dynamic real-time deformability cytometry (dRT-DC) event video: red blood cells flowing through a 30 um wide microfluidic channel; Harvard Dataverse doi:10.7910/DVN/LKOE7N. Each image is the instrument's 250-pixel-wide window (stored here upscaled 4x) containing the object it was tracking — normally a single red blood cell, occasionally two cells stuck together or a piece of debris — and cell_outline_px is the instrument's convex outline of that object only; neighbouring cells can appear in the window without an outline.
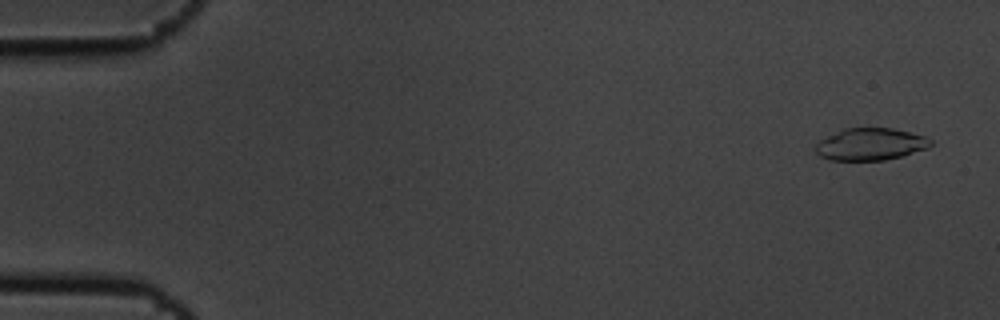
{"species": "common noctule bat (a hibernating species)", "species_latin": "Nyctalus noctula", "temperature_condition": "cold", "stored_images_in_passage": 4, "camera_frame_rate_fps": 3000, "um_per_image_px": 0.085, "animal": {"sex": "male", "body_mass_g": 19.5, "forearm_length_mm": 54.6}, "frame": {"image": 1, "passage_image": 1, "time_ms": 0.0, "image_size_px": [1000, 320], "cell_outline_px": [[932, 144], [928, 148], [900, 156], [884, 160], [828, 160], [820, 156], [816, 152], [816, 144], [820, 140], [844, 128], [892, 128], [924, 136], [932, 140]], "centroid_in_image_um": [73.98, 12.26], "position_along_channel_um": 11.0, "area_um2": 21.33}}
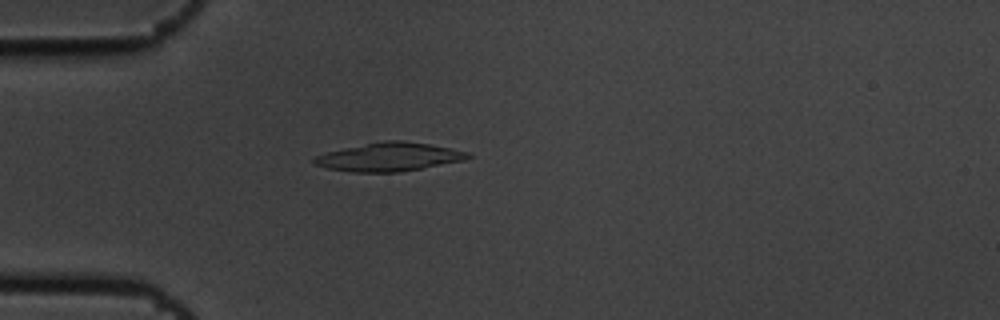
{"frame": {"image": 2, "passage_image": 4, "time_ms": 1.0, "image_size_px": [1000, 320], "cell_outline_px": [[472, 156], [464, 160], [400, 172], [352, 172], [328, 168], [316, 164], [312, 160], [316, 156], [328, 152], [384, 140], [400, 140], [428, 144], [468, 152]], "centroid_in_image_um": [33.09, 13.34], "position_along_channel_um": 51.9, "area_um2": 24.97}}